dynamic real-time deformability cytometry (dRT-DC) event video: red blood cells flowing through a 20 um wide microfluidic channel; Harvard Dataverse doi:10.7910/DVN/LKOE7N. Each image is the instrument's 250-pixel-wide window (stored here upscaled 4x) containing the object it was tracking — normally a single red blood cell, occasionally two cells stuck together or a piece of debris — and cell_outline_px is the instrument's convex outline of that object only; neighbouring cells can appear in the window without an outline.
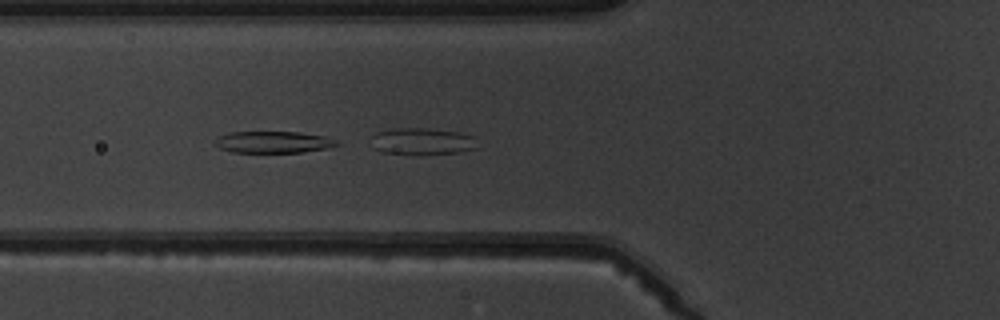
{"species": "common noctule bat (a hibernating species)", "species_latin": "Nyctalus noctula", "temperature_condition": "warm", "stored_images_in_passage": 8, "camera_frame_rate_fps": 3000, "um_per_image_px": 0.085, "animal": {"sex": "male", "body_mass_g": 19.5, "forearm_length_mm": 54.6}, "frame": {"image": 1, "passage_image": 6, "time_ms": 5.667, "image_size_px": [1000, 320], "cell_outline_px": [[340, 144], [328, 148], [300, 152], [232, 152], [220, 148], [212, 144], [216, 136], [228, 132], [300, 132], [324, 136], [336, 140]], "centroid_in_image_um": [23.16, 12.07], "position_along_channel_um": 102.6, "area_um2": 15.49}}